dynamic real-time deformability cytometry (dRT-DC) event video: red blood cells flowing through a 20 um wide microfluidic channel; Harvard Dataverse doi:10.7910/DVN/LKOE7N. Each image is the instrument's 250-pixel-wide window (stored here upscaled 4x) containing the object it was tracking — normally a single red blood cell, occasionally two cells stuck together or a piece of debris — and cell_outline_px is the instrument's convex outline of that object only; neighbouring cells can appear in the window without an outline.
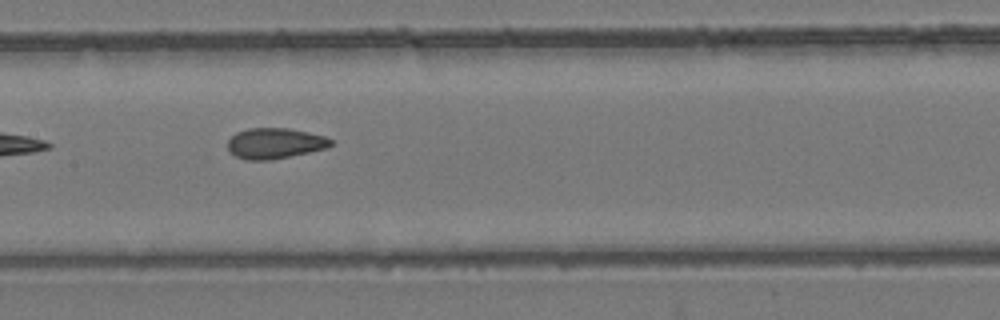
{"species": "common noctule bat (a hibernating species)", "species_latin": "Nyctalus noctula", "temperature_condition": "room temperature", "stored_images_in_passage": 5, "camera_frame_rate_fps": 3000, "um_per_image_px": 0.085, "animal": {"sex": "female", "body_mass_g": 24.6, "forearm_length_mm": 56.2}, "frame": {"image": 1, "passage_image": 4, "time_ms": 3.667, "image_size_px": [1000, 320], "cell_outline_px": [[332, 144], [328, 148], [272, 160], [248, 160], [236, 156], [228, 148], [228, 140], [236, 132], [248, 128], [288, 128], [328, 136], [332, 140]], "centroid_in_image_um": [23.4, 12.17], "position_along_channel_um": 184.0, "area_um2": 18.5}}
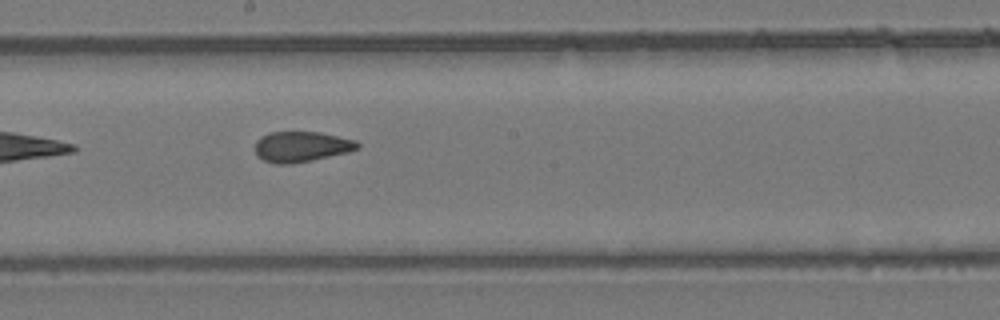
{"frame": {"image": 2, "passage_image": 5, "time_ms": 4.667, "image_size_px": [1000, 320], "cell_outline_px": [[360, 148], [348, 152], [312, 160], [292, 164], [276, 164], [264, 160], [256, 156], [256, 140], [260, 136], [268, 132], [320, 132], [356, 140], [360, 144]], "centroid_in_image_um": [25.62, 12.46], "position_along_channel_um": 222.6, "area_um2": 18.32}}